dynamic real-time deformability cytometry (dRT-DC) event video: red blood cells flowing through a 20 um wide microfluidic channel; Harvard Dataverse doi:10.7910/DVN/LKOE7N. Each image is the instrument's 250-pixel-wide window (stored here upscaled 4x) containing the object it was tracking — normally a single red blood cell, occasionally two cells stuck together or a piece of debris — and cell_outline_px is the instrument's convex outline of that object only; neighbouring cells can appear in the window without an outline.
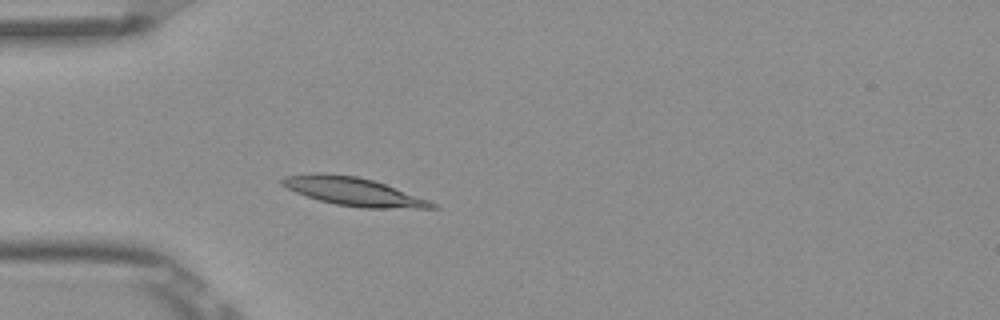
{"species": "Egyptian fruit bat (a non-hibernating species)", "species_latin": "Rousettus aegyptiacus", "temperature_condition": "room temperature", "stored_images_in_passage": 4, "camera_frame_rate_fps": 3000, "um_per_image_px": 0.085, "frame": {"image": 1, "passage_image": 4, "time_ms": 1.0, "image_size_px": [1000, 320], "cell_outline_px": [[440, 208], [364, 208], [336, 204], [320, 200], [296, 192], [280, 184], [280, 180], [284, 176], [316, 172], [320, 172], [356, 176], [372, 180], [384, 184], [428, 200], [436, 204]], "centroid_in_image_um": [30.0, 16.27], "position_along_channel_um": 55.0, "area_um2": 24.33}}